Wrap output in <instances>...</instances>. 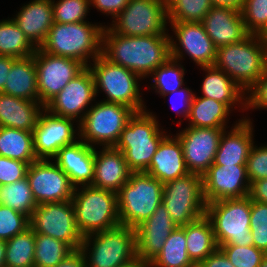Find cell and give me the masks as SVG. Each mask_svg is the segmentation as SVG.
<instances>
[{
  "instance_id": "37",
  "label": "cell",
  "mask_w": 267,
  "mask_h": 267,
  "mask_svg": "<svg viewBox=\"0 0 267 267\" xmlns=\"http://www.w3.org/2000/svg\"><path fill=\"white\" fill-rule=\"evenodd\" d=\"M35 232L29 227L6 241V267H34Z\"/></svg>"
},
{
  "instance_id": "7",
  "label": "cell",
  "mask_w": 267,
  "mask_h": 267,
  "mask_svg": "<svg viewBox=\"0 0 267 267\" xmlns=\"http://www.w3.org/2000/svg\"><path fill=\"white\" fill-rule=\"evenodd\" d=\"M162 196V182L146 172H132L117 193L120 223L136 229L162 203Z\"/></svg>"
},
{
  "instance_id": "14",
  "label": "cell",
  "mask_w": 267,
  "mask_h": 267,
  "mask_svg": "<svg viewBox=\"0 0 267 267\" xmlns=\"http://www.w3.org/2000/svg\"><path fill=\"white\" fill-rule=\"evenodd\" d=\"M168 24L170 26L168 28L173 32L172 36L170 34L172 58L183 62L185 56H188L198 67L214 65L216 47L201 22H168Z\"/></svg>"
},
{
  "instance_id": "33",
  "label": "cell",
  "mask_w": 267,
  "mask_h": 267,
  "mask_svg": "<svg viewBox=\"0 0 267 267\" xmlns=\"http://www.w3.org/2000/svg\"><path fill=\"white\" fill-rule=\"evenodd\" d=\"M0 156L29 165L38 160L34 151L33 133L10 127H0Z\"/></svg>"
},
{
  "instance_id": "16",
  "label": "cell",
  "mask_w": 267,
  "mask_h": 267,
  "mask_svg": "<svg viewBox=\"0 0 267 267\" xmlns=\"http://www.w3.org/2000/svg\"><path fill=\"white\" fill-rule=\"evenodd\" d=\"M37 69L39 102L45 106L86 66L74 59L51 55L37 48L33 54Z\"/></svg>"
},
{
  "instance_id": "51",
  "label": "cell",
  "mask_w": 267,
  "mask_h": 267,
  "mask_svg": "<svg viewBox=\"0 0 267 267\" xmlns=\"http://www.w3.org/2000/svg\"><path fill=\"white\" fill-rule=\"evenodd\" d=\"M199 265L201 267H235L219 248Z\"/></svg>"
},
{
  "instance_id": "3",
  "label": "cell",
  "mask_w": 267,
  "mask_h": 267,
  "mask_svg": "<svg viewBox=\"0 0 267 267\" xmlns=\"http://www.w3.org/2000/svg\"><path fill=\"white\" fill-rule=\"evenodd\" d=\"M222 70L246 93L267 69V44L256 34L216 48L213 65Z\"/></svg>"
},
{
  "instance_id": "53",
  "label": "cell",
  "mask_w": 267,
  "mask_h": 267,
  "mask_svg": "<svg viewBox=\"0 0 267 267\" xmlns=\"http://www.w3.org/2000/svg\"><path fill=\"white\" fill-rule=\"evenodd\" d=\"M56 267H86L84 255L80 249L73 250Z\"/></svg>"
},
{
  "instance_id": "43",
  "label": "cell",
  "mask_w": 267,
  "mask_h": 267,
  "mask_svg": "<svg viewBox=\"0 0 267 267\" xmlns=\"http://www.w3.org/2000/svg\"><path fill=\"white\" fill-rule=\"evenodd\" d=\"M250 232L253 245L267 254V203L251 200Z\"/></svg>"
},
{
  "instance_id": "27",
  "label": "cell",
  "mask_w": 267,
  "mask_h": 267,
  "mask_svg": "<svg viewBox=\"0 0 267 267\" xmlns=\"http://www.w3.org/2000/svg\"><path fill=\"white\" fill-rule=\"evenodd\" d=\"M146 173L163 184L190 173L184 160L180 140L171 132L159 144Z\"/></svg>"
},
{
  "instance_id": "26",
  "label": "cell",
  "mask_w": 267,
  "mask_h": 267,
  "mask_svg": "<svg viewBox=\"0 0 267 267\" xmlns=\"http://www.w3.org/2000/svg\"><path fill=\"white\" fill-rule=\"evenodd\" d=\"M19 10L11 18L28 40L40 48L54 23L52 0H31L20 6Z\"/></svg>"
},
{
  "instance_id": "50",
  "label": "cell",
  "mask_w": 267,
  "mask_h": 267,
  "mask_svg": "<svg viewBox=\"0 0 267 267\" xmlns=\"http://www.w3.org/2000/svg\"><path fill=\"white\" fill-rule=\"evenodd\" d=\"M129 0H90V7H95L96 10L111 16L113 20L121 11H123Z\"/></svg>"
},
{
  "instance_id": "39",
  "label": "cell",
  "mask_w": 267,
  "mask_h": 267,
  "mask_svg": "<svg viewBox=\"0 0 267 267\" xmlns=\"http://www.w3.org/2000/svg\"><path fill=\"white\" fill-rule=\"evenodd\" d=\"M72 251L64 241L35 233L34 267H56Z\"/></svg>"
},
{
  "instance_id": "41",
  "label": "cell",
  "mask_w": 267,
  "mask_h": 267,
  "mask_svg": "<svg viewBox=\"0 0 267 267\" xmlns=\"http://www.w3.org/2000/svg\"><path fill=\"white\" fill-rule=\"evenodd\" d=\"M55 23H77L88 21L90 0H52Z\"/></svg>"
},
{
  "instance_id": "55",
  "label": "cell",
  "mask_w": 267,
  "mask_h": 267,
  "mask_svg": "<svg viewBox=\"0 0 267 267\" xmlns=\"http://www.w3.org/2000/svg\"><path fill=\"white\" fill-rule=\"evenodd\" d=\"M213 6H228L240 10L244 0H211Z\"/></svg>"
},
{
  "instance_id": "28",
  "label": "cell",
  "mask_w": 267,
  "mask_h": 267,
  "mask_svg": "<svg viewBox=\"0 0 267 267\" xmlns=\"http://www.w3.org/2000/svg\"><path fill=\"white\" fill-rule=\"evenodd\" d=\"M205 72L201 84V95L224 103L234 112H246V92L243 91L228 75L214 66L200 67ZM236 108V109H235ZM234 109V110H233Z\"/></svg>"
},
{
  "instance_id": "2",
  "label": "cell",
  "mask_w": 267,
  "mask_h": 267,
  "mask_svg": "<svg viewBox=\"0 0 267 267\" xmlns=\"http://www.w3.org/2000/svg\"><path fill=\"white\" fill-rule=\"evenodd\" d=\"M105 25L90 21L53 23L46 41L40 47L51 55L80 61L88 67L102 54V34Z\"/></svg>"
},
{
  "instance_id": "40",
  "label": "cell",
  "mask_w": 267,
  "mask_h": 267,
  "mask_svg": "<svg viewBox=\"0 0 267 267\" xmlns=\"http://www.w3.org/2000/svg\"><path fill=\"white\" fill-rule=\"evenodd\" d=\"M213 6L211 0H166L168 22H201Z\"/></svg>"
},
{
  "instance_id": "49",
  "label": "cell",
  "mask_w": 267,
  "mask_h": 267,
  "mask_svg": "<svg viewBox=\"0 0 267 267\" xmlns=\"http://www.w3.org/2000/svg\"><path fill=\"white\" fill-rule=\"evenodd\" d=\"M194 95L195 92H193L191 88L189 89V86H183L182 88L172 93L162 96V98H167V96H171V98L169 99L172 108L175 110V112H177L179 116L183 117V120H187L190 114L191 103ZM175 99L177 100V102Z\"/></svg>"
},
{
  "instance_id": "25",
  "label": "cell",
  "mask_w": 267,
  "mask_h": 267,
  "mask_svg": "<svg viewBox=\"0 0 267 267\" xmlns=\"http://www.w3.org/2000/svg\"><path fill=\"white\" fill-rule=\"evenodd\" d=\"M131 173L121 151L114 147H95L92 186L118 193L129 180Z\"/></svg>"
},
{
  "instance_id": "30",
  "label": "cell",
  "mask_w": 267,
  "mask_h": 267,
  "mask_svg": "<svg viewBox=\"0 0 267 267\" xmlns=\"http://www.w3.org/2000/svg\"><path fill=\"white\" fill-rule=\"evenodd\" d=\"M2 93L39 102L37 69L34 56L14 58Z\"/></svg>"
},
{
  "instance_id": "10",
  "label": "cell",
  "mask_w": 267,
  "mask_h": 267,
  "mask_svg": "<svg viewBox=\"0 0 267 267\" xmlns=\"http://www.w3.org/2000/svg\"><path fill=\"white\" fill-rule=\"evenodd\" d=\"M134 113L122 104L96 101L79 123L80 139L93 147H114Z\"/></svg>"
},
{
  "instance_id": "59",
  "label": "cell",
  "mask_w": 267,
  "mask_h": 267,
  "mask_svg": "<svg viewBox=\"0 0 267 267\" xmlns=\"http://www.w3.org/2000/svg\"><path fill=\"white\" fill-rule=\"evenodd\" d=\"M259 267H267V254L266 256L263 258V260L261 261V264Z\"/></svg>"
},
{
  "instance_id": "42",
  "label": "cell",
  "mask_w": 267,
  "mask_h": 267,
  "mask_svg": "<svg viewBox=\"0 0 267 267\" xmlns=\"http://www.w3.org/2000/svg\"><path fill=\"white\" fill-rule=\"evenodd\" d=\"M219 249L226 255L235 267H259L266 254L254 245L237 246L233 244L220 245Z\"/></svg>"
},
{
  "instance_id": "29",
  "label": "cell",
  "mask_w": 267,
  "mask_h": 267,
  "mask_svg": "<svg viewBox=\"0 0 267 267\" xmlns=\"http://www.w3.org/2000/svg\"><path fill=\"white\" fill-rule=\"evenodd\" d=\"M44 106L0 92V127L33 132Z\"/></svg>"
},
{
  "instance_id": "36",
  "label": "cell",
  "mask_w": 267,
  "mask_h": 267,
  "mask_svg": "<svg viewBox=\"0 0 267 267\" xmlns=\"http://www.w3.org/2000/svg\"><path fill=\"white\" fill-rule=\"evenodd\" d=\"M185 73L183 62L170 57L150 74L152 84L149 85L150 87L148 86V90H155L154 93L161 97L172 93L186 84L184 80Z\"/></svg>"
},
{
  "instance_id": "58",
  "label": "cell",
  "mask_w": 267,
  "mask_h": 267,
  "mask_svg": "<svg viewBox=\"0 0 267 267\" xmlns=\"http://www.w3.org/2000/svg\"><path fill=\"white\" fill-rule=\"evenodd\" d=\"M266 44H267V24L266 26L257 34Z\"/></svg>"
},
{
  "instance_id": "6",
  "label": "cell",
  "mask_w": 267,
  "mask_h": 267,
  "mask_svg": "<svg viewBox=\"0 0 267 267\" xmlns=\"http://www.w3.org/2000/svg\"><path fill=\"white\" fill-rule=\"evenodd\" d=\"M88 68L94 77L96 95L103 92L106 96L102 101L122 104L135 112L147 110L140 91L142 79L137 74L110 62L102 54Z\"/></svg>"
},
{
  "instance_id": "34",
  "label": "cell",
  "mask_w": 267,
  "mask_h": 267,
  "mask_svg": "<svg viewBox=\"0 0 267 267\" xmlns=\"http://www.w3.org/2000/svg\"><path fill=\"white\" fill-rule=\"evenodd\" d=\"M186 248L185 226L176 227L149 267H193Z\"/></svg>"
},
{
  "instance_id": "20",
  "label": "cell",
  "mask_w": 267,
  "mask_h": 267,
  "mask_svg": "<svg viewBox=\"0 0 267 267\" xmlns=\"http://www.w3.org/2000/svg\"><path fill=\"white\" fill-rule=\"evenodd\" d=\"M207 203L249 196L250 181L246 165H215L202 175Z\"/></svg>"
},
{
  "instance_id": "21",
  "label": "cell",
  "mask_w": 267,
  "mask_h": 267,
  "mask_svg": "<svg viewBox=\"0 0 267 267\" xmlns=\"http://www.w3.org/2000/svg\"><path fill=\"white\" fill-rule=\"evenodd\" d=\"M228 130H224L221 135L214 164L246 165L250 150L256 143L253 119L251 120L248 115L243 116L237 119Z\"/></svg>"
},
{
  "instance_id": "56",
  "label": "cell",
  "mask_w": 267,
  "mask_h": 267,
  "mask_svg": "<svg viewBox=\"0 0 267 267\" xmlns=\"http://www.w3.org/2000/svg\"><path fill=\"white\" fill-rule=\"evenodd\" d=\"M120 267H149V263H147L141 259L136 258L135 260H133L127 264H124Z\"/></svg>"
},
{
  "instance_id": "54",
  "label": "cell",
  "mask_w": 267,
  "mask_h": 267,
  "mask_svg": "<svg viewBox=\"0 0 267 267\" xmlns=\"http://www.w3.org/2000/svg\"><path fill=\"white\" fill-rule=\"evenodd\" d=\"M13 57L0 55V92L4 90L10 69L13 64Z\"/></svg>"
},
{
  "instance_id": "60",
  "label": "cell",
  "mask_w": 267,
  "mask_h": 267,
  "mask_svg": "<svg viewBox=\"0 0 267 267\" xmlns=\"http://www.w3.org/2000/svg\"><path fill=\"white\" fill-rule=\"evenodd\" d=\"M193 267H201L199 264H195Z\"/></svg>"
},
{
  "instance_id": "12",
  "label": "cell",
  "mask_w": 267,
  "mask_h": 267,
  "mask_svg": "<svg viewBox=\"0 0 267 267\" xmlns=\"http://www.w3.org/2000/svg\"><path fill=\"white\" fill-rule=\"evenodd\" d=\"M108 27L122 36L163 35L168 28L166 0H129Z\"/></svg>"
},
{
  "instance_id": "31",
  "label": "cell",
  "mask_w": 267,
  "mask_h": 267,
  "mask_svg": "<svg viewBox=\"0 0 267 267\" xmlns=\"http://www.w3.org/2000/svg\"><path fill=\"white\" fill-rule=\"evenodd\" d=\"M232 111L224 104L204 96L193 97L188 125L201 128L228 129ZM229 118V119H228Z\"/></svg>"
},
{
  "instance_id": "48",
  "label": "cell",
  "mask_w": 267,
  "mask_h": 267,
  "mask_svg": "<svg viewBox=\"0 0 267 267\" xmlns=\"http://www.w3.org/2000/svg\"><path fill=\"white\" fill-rule=\"evenodd\" d=\"M246 109L267 110V69L246 94Z\"/></svg>"
},
{
  "instance_id": "22",
  "label": "cell",
  "mask_w": 267,
  "mask_h": 267,
  "mask_svg": "<svg viewBox=\"0 0 267 267\" xmlns=\"http://www.w3.org/2000/svg\"><path fill=\"white\" fill-rule=\"evenodd\" d=\"M177 226L161 203L153 214L136 228L137 258L150 263Z\"/></svg>"
},
{
  "instance_id": "24",
  "label": "cell",
  "mask_w": 267,
  "mask_h": 267,
  "mask_svg": "<svg viewBox=\"0 0 267 267\" xmlns=\"http://www.w3.org/2000/svg\"><path fill=\"white\" fill-rule=\"evenodd\" d=\"M52 161L68 175L75 187L92 185L95 147L79 139L75 143L62 147Z\"/></svg>"
},
{
  "instance_id": "4",
  "label": "cell",
  "mask_w": 267,
  "mask_h": 267,
  "mask_svg": "<svg viewBox=\"0 0 267 267\" xmlns=\"http://www.w3.org/2000/svg\"><path fill=\"white\" fill-rule=\"evenodd\" d=\"M157 115L149 110L135 112L123 128L114 148L124 155L132 172H146L168 131L161 128Z\"/></svg>"
},
{
  "instance_id": "38",
  "label": "cell",
  "mask_w": 267,
  "mask_h": 267,
  "mask_svg": "<svg viewBox=\"0 0 267 267\" xmlns=\"http://www.w3.org/2000/svg\"><path fill=\"white\" fill-rule=\"evenodd\" d=\"M0 204L31 218L37 203L27 177L0 187Z\"/></svg>"
},
{
  "instance_id": "32",
  "label": "cell",
  "mask_w": 267,
  "mask_h": 267,
  "mask_svg": "<svg viewBox=\"0 0 267 267\" xmlns=\"http://www.w3.org/2000/svg\"><path fill=\"white\" fill-rule=\"evenodd\" d=\"M185 237L187 254L194 264H200L219 248L206 215L185 226Z\"/></svg>"
},
{
  "instance_id": "44",
  "label": "cell",
  "mask_w": 267,
  "mask_h": 267,
  "mask_svg": "<svg viewBox=\"0 0 267 267\" xmlns=\"http://www.w3.org/2000/svg\"><path fill=\"white\" fill-rule=\"evenodd\" d=\"M241 15L250 34H258L267 24V0H244Z\"/></svg>"
},
{
  "instance_id": "17",
  "label": "cell",
  "mask_w": 267,
  "mask_h": 267,
  "mask_svg": "<svg viewBox=\"0 0 267 267\" xmlns=\"http://www.w3.org/2000/svg\"><path fill=\"white\" fill-rule=\"evenodd\" d=\"M26 177L37 204L72 200L75 186L54 161L35 160Z\"/></svg>"
},
{
  "instance_id": "52",
  "label": "cell",
  "mask_w": 267,
  "mask_h": 267,
  "mask_svg": "<svg viewBox=\"0 0 267 267\" xmlns=\"http://www.w3.org/2000/svg\"><path fill=\"white\" fill-rule=\"evenodd\" d=\"M249 197L256 202L267 203V178L250 184Z\"/></svg>"
},
{
  "instance_id": "11",
  "label": "cell",
  "mask_w": 267,
  "mask_h": 267,
  "mask_svg": "<svg viewBox=\"0 0 267 267\" xmlns=\"http://www.w3.org/2000/svg\"><path fill=\"white\" fill-rule=\"evenodd\" d=\"M162 203L177 227L203 217L207 202L203 192V178L196 173L163 184Z\"/></svg>"
},
{
  "instance_id": "35",
  "label": "cell",
  "mask_w": 267,
  "mask_h": 267,
  "mask_svg": "<svg viewBox=\"0 0 267 267\" xmlns=\"http://www.w3.org/2000/svg\"><path fill=\"white\" fill-rule=\"evenodd\" d=\"M36 50L11 17L0 20V55L25 58L33 55Z\"/></svg>"
},
{
  "instance_id": "46",
  "label": "cell",
  "mask_w": 267,
  "mask_h": 267,
  "mask_svg": "<svg viewBox=\"0 0 267 267\" xmlns=\"http://www.w3.org/2000/svg\"><path fill=\"white\" fill-rule=\"evenodd\" d=\"M246 169L250 184L267 178V144L258 147L254 143L246 161Z\"/></svg>"
},
{
  "instance_id": "18",
  "label": "cell",
  "mask_w": 267,
  "mask_h": 267,
  "mask_svg": "<svg viewBox=\"0 0 267 267\" xmlns=\"http://www.w3.org/2000/svg\"><path fill=\"white\" fill-rule=\"evenodd\" d=\"M94 77L86 67L51 99L44 108L57 116L72 118L80 123L85 113L97 101Z\"/></svg>"
},
{
  "instance_id": "1",
  "label": "cell",
  "mask_w": 267,
  "mask_h": 267,
  "mask_svg": "<svg viewBox=\"0 0 267 267\" xmlns=\"http://www.w3.org/2000/svg\"><path fill=\"white\" fill-rule=\"evenodd\" d=\"M169 30L163 35L122 36L105 24L102 55L137 74L142 80L171 57Z\"/></svg>"
},
{
  "instance_id": "13",
  "label": "cell",
  "mask_w": 267,
  "mask_h": 267,
  "mask_svg": "<svg viewBox=\"0 0 267 267\" xmlns=\"http://www.w3.org/2000/svg\"><path fill=\"white\" fill-rule=\"evenodd\" d=\"M29 225L35 233L64 241L73 250L82 245L84 237L76 225L72 200L37 204Z\"/></svg>"
},
{
  "instance_id": "5",
  "label": "cell",
  "mask_w": 267,
  "mask_h": 267,
  "mask_svg": "<svg viewBox=\"0 0 267 267\" xmlns=\"http://www.w3.org/2000/svg\"><path fill=\"white\" fill-rule=\"evenodd\" d=\"M80 250L86 267H120L137 258L136 229L119 224L86 235Z\"/></svg>"
},
{
  "instance_id": "45",
  "label": "cell",
  "mask_w": 267,
  "mask_h": 267,
  "mask_svg": "<svg viewBox=\"0 0 267 267\" xmlns=\"http://www.w3.org/2000/svg\"><path fill=\"white\" fill-rule=\"evenodd\" d=\"M29 227L26 215L0 204V240L8 241Z\"/></svg>"
},
{
  "instance_id": "23",
  "label": "cell",
  "mask_w": 267,
  "mask_h": 267,
  "mask_svg": "<svg viewBox=\"0 0 267 267\" xmlns=\"http://www.w3.org/2000/svg\"><path fill=\"white\" fill-rule=\"evenodd\" d=\"M201 23L216 48L239 42L250 34L241 11L228 6H212Z\"/></svg>"
},
{
  "instance_id": "47",
  "label": "cell",
  "mask_w": 267,
  "mask_h": 267,
  "mask_svg": "<svg viewBox=\"0 0 267 267\" xmlns=\"http://www.w3.org/2000/svg\"><path fill=\"white\" fill-rule=\"evenodd\" d=\"M28 167V163L0 156V185H8L24 179Z\"/></svg>"
},
{
  "instance_id": "57",
  "label": "cell",
  "mask_w": 267,
  "mask_h": 267,
  "mask_svg": "<svg viewBox=\"0 0 267 267\" xmlns=\"http://www.w3.org/2000/svg\"><path fill=\"white\" fill-rule=\"evenodd\" d=\"M6 241L0 240V267H5Z\"/></svg>"
},
{
  "instance_id": "9",
  "label": "cell",
  "mask_w": 267,
  "mask_h": 267,
  "mask_svg": "<svg viewBox=\"0 0 267 267\" xmlns=\"http://www.w3.org/2000/svg\"><path fill=\"white\" fill-rule=\"evenodd\" d=\"M250 214L251 198L249 196L207 203L205 215L212 223L218 247L224 244L253 245Z\"/></svg>"
},
{
  "instance_id": "15",
  "label": "cell",
  "mask_w": 267,
  "mask_h": 267,
  "mask_svg": "<svg viewBox=\"0 0 267 267\" xmlns=\"http://www.w3.org/2000/svg\"><path fill=\"white\" fill-rule=\"evenodd\" d=\"M32 133L37 159L52 160L62 147L80 139L78 122L52 114L45 108Z\"/></svg>"
},
{
  "instance_id": "8",
  "label": "cell",
  "mask_w": 267,
  "mask_h": 267,
  "mask_svg": "<svg viewBox=\"0 0 267 267\" xmlns=\"http://www.w3.org/2000/svg\"><path fill=\"white\" fill-rule=\"evenodd\" d=\"M72 203L82 236L105 231L121 224L117 193L92 185L75 187Z\"/></svg>"
},
{
  "instance_id": "19",
  "label": "cell",
  "mask_w": 267,
  "mask_h": 267,
  "mask_svg": "<svg viewBox=\"0 0 267 267\" xmlns=\"http://www.w3.org/2000/svg\"><path fill=\"white\" fill-rule=\"evenodd\" d=\"M224 130L186 126L174 134L181 143L184 160L190 173L203 175L214 163Z\"/></svg>"
}]
</instances>
